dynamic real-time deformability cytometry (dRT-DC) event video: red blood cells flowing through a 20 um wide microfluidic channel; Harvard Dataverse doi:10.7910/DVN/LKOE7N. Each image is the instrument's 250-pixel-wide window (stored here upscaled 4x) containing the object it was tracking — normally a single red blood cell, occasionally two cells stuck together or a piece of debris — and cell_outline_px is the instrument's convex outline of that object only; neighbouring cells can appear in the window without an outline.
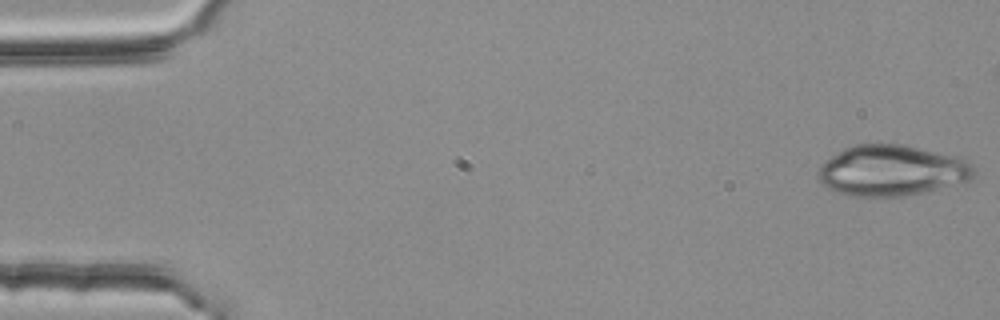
{"species": "common noctule bat (a hibernating species)", "species_latin": "Nyctalus noctula", "temperature_condition": "room temperature", "stored_images_in_passage": 2, "camera_frame_rate_fps": 3000, "um_per_image_px": 0.085, "animal": {"sex": "female", "body_mass_g": 25.1}, "frame": {"image": 1, "passage_image": 2, "time_ms": 0.333, "image_size_px": [1000, 320], "cell_outline_px": [[976, 176], [972, 180], [924, 192], [904, 196], [868, 200], [836, 192], [828, 188], [816, 176], [816, 172], [820, 164], [844, 148], [856, 144], [904, 144], [956, 156], [972, 164], [976, 172]], "centroid_in_image_um": [75.78, 14.53], "position_along_channel_um": 9.2, "area_um2": 47.05}}